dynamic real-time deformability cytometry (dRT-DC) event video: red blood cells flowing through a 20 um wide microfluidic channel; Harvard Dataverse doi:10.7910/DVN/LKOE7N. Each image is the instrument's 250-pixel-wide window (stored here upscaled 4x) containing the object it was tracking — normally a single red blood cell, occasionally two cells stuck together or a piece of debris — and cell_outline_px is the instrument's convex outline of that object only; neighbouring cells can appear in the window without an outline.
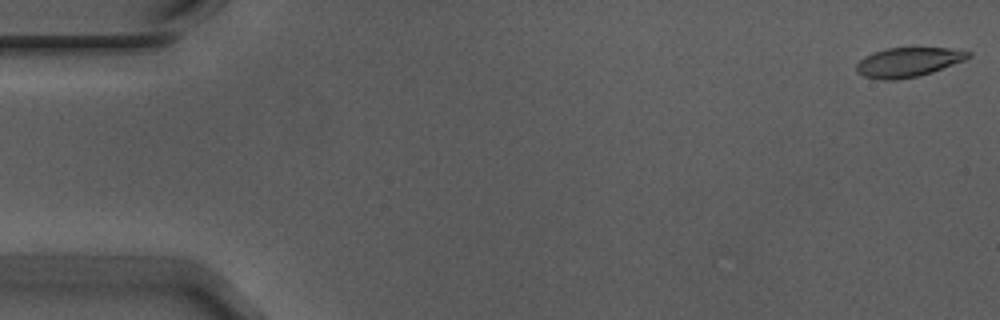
{"species": "Egyptian fruit bat (a non-hibernating species)", "species_latin": "Rousettus aegyptiacus", "temperature_condition": "warm", "stored_images_in_passage": 55, "camera_frame_rate_fps": 3000, "um_per_image_px": 0.085, "animal": {"sex": "male"}, "frame": {"image": 1, "passage_image": 1, "time_ms": 0.0, "image_size_px": [1000, 320], "cell_outline_px": [[972, 56], [964, 60], [932, 72], [916, 76], [892, 80], [888, 80], [864, 76], [856, 72], [856, 64], [864, 56], [888, 48], [948, 48], [972, 52]], "centroid_in_image_um": [77.2, 5.28], "position_along_channel_um": 7.8, "area_um2": 18.84}}
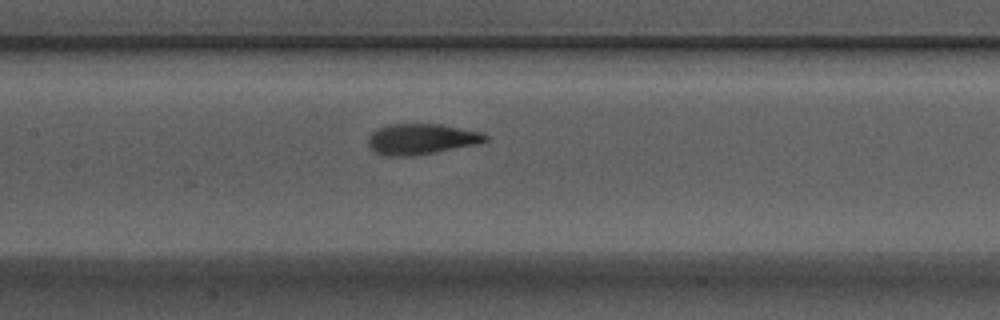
{"frame": {"image": 2, "passage_image": 26, "time_ms": 8.333, "image_size_px": [1000, 320], "cell_outline_px": [[488, 140], [476, 144], [436, 152], [412, 156], [384, 156], [376, 152], [368, 144], [368, 136], [376, 128], [388, 124], [440, 124], [480, 132], [488, 136]], "centroid_in_image_um": [35.77, 11.82], "position_along_channel_um": 171.6, "area_um2": 20.92}}
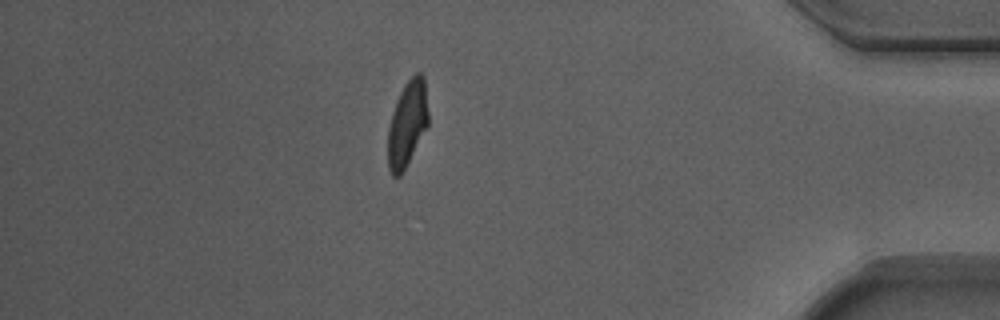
{"frame": {"image": 3, "passage_image": 48, "time_ms": 15.667, "image_size_px": [1000, 320], "cell_outline_px": [[428, 128], [400, 176], [392, 176], [388, 168], [388, 128], [392, 112], [396, 100], [404, 84], [416, 72], [420, 72], [424, 76], [428, 112]], "centroid_in_image_um": [34.62, 10.51], "position_along_channel_um": 400.6, "area_um2": 20.35}, "authors_computed_cell_mechanics": {"area_um2": 20.3456, "velocity_mm_per_s": 3.7201, "shape_relaxation_time_tau1_ms": 4.1274, "shape_relaxation_time_tau2_ms": 0.9359, "deformation_change_tau1": 0.1899, "deformation_change_tau2": 0.0864}}